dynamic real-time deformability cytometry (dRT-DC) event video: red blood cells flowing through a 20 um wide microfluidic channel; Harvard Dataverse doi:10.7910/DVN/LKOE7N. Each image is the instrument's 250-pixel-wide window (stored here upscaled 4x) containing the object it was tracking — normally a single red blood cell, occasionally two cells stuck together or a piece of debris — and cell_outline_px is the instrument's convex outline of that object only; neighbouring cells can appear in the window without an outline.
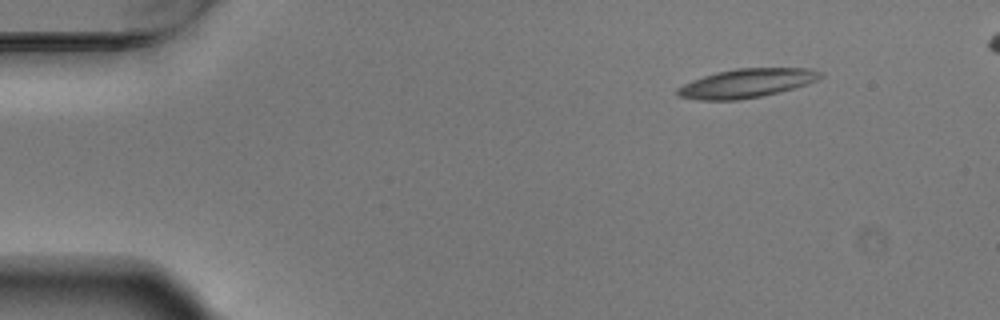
{"species": "Egyptian fruit bat (a non-hibernating species)", "species_latin": "Rousettus aegyptiacus", "temperature_condition": "warm", "stored_images_in_passage": 4, "camera_frame_rate_fps": 3000, "um_per_image_px": 0.085, "animal": {"sex": "male"}, "frame": {"image": 1, "passage_image": 1, "time_ms": 0.0, "image_size_px": [1000, 320], "cell_outline_px": [[824, 76], [808, 84], [760, 96], [736, 100], [700, 100], [680, 96], [676, 92], [676, 88], [692, 80], [716, 72], [736, 68], [808, 68], [824, 72]], "centroid_in_image_um": [63.48, 7.06], "position_along_channel_um": 21.5, "area_um2": 23.87}}